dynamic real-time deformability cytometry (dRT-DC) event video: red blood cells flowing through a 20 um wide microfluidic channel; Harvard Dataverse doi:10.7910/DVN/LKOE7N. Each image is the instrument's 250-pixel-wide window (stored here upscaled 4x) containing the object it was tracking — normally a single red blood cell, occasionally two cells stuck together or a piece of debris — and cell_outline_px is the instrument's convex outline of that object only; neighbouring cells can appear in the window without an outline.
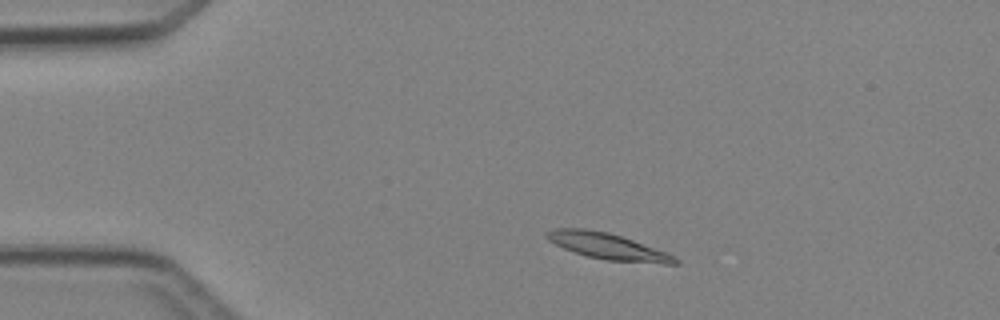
{"species": "Egyptian fruit bat (a non-hibernating species)", "species_latin": "Rousettus aegyptiacus", "temperature_condition": "cold", "stored_images_in_passage": 4, "camera_frame_rate_fps": 3000, "um_per_image_px": 0.085, "animal": {"sex": "female"}, "frame": {"image": 1, "passage_image": 2, "time_ms": 1.333, "image_size_px": [1000, 320], "cell_outline_px": [[680, 264], [664, 264], [604, 260], [588, 256], [564, 248], [548, 240], [544, 236], [544, 232], [552, 228], [588, 228], [608, 232], [632, 240], [676, 256], [680, 260]], "centroid_in_image_um": [51.64, 20.93], "position_along_channel_um": 33.4, "area_um2": 19.65}}